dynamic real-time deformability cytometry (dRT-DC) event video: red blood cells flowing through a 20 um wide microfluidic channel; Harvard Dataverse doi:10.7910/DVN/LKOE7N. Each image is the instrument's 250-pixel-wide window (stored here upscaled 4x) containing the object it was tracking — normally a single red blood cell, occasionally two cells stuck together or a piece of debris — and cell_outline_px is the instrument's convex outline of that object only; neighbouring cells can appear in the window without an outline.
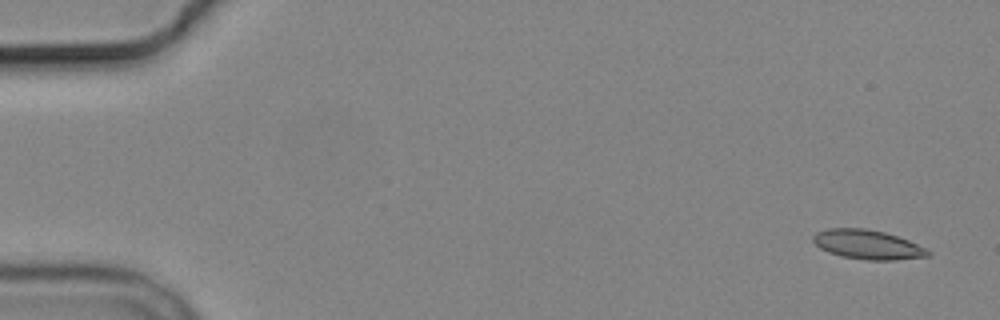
{"species": "common noctule bat (a hibernating species)", "species_latin": "Nyctalus noctula", "temperature_condition": "cold", "stored_images_in_passage": 6, "segment_of_instrument_passage": [1, 2], "camera_frame_rate_fps": 3000, "um_per_image_px": 0.085, "animal": {"sex": "male", "body_mass_g": 19.2, "forearm_length_mm": 51.8}, "frame": {"image": 1, "passage_image": 1, "time_ms": 0.0, "image_size_px": [1000, 320], "cell_outline_px": [[932, 252], [928, 256], [896, 260], [868, 260], [844, 256], [828, 252], [820, 248], [812, 240], [812, 236], [816, 232], [828, 228], [864, 228], [884, 232], [908, 240]], "centroid_in_image_um": [73.72, 20.78], "position_along_channel_um": 11.3, "area_um2": 19.42}}
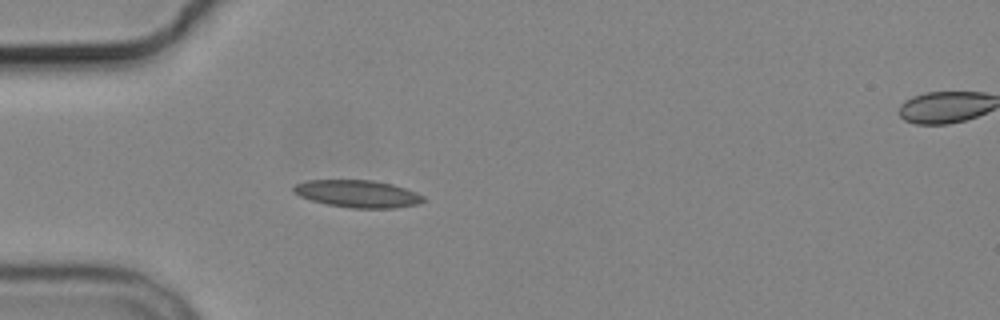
{"frame": {"image": 2, "passage_image": 5, "time_ms": 4.667, "image_size_px": [1000, 320], "cell_outline_px": [[424, 200], [416, 204], [396, 208], [352, 208], [328, 204], [312, 200], [300, 196], [292, 192], [292, 188], [296, 184], [308, 180], [372, 180], [392, 184], [416, 192], [424, 196]], "centroid_in_image_um": [30.39, 16.47], "position_along_channel_um": 54.6, "area_um2": 20.52}}